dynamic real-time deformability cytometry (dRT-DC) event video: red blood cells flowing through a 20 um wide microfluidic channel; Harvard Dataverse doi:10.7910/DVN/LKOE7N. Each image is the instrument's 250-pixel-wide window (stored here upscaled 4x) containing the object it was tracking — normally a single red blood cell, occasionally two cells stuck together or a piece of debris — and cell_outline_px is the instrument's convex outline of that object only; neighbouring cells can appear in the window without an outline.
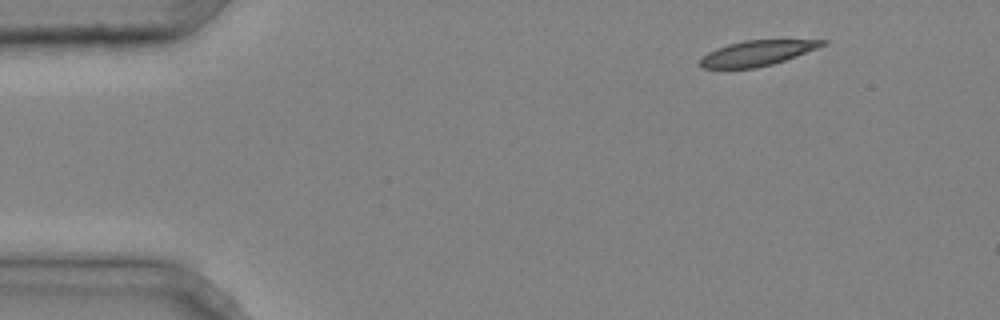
{"species": "common noctule bat (a hibernating species)", "species_latin": "Nyctalus noctula", "temperature_condition": "cold", "stored_images_in_passage": 2, "camera_frame_rate_fps": 3000, "um_per_image_px": 0.085, "animal": {"sex": "male", "body_mass_g": 20.4}, "frame": {"image": 1, "passage_image": 1, "time_ms": 0.0, "image_size_px": [1000, 320], "cell_outline_px": [[828, 44], [796, 56], [772, 64], [756, 68], [704, 68], [700, 64], [700, 60], [708, 52], [716, 48], [728, 44], [744, 40], [828, 40]], "centroid_in_image_um": [64.37, 4.51], "position_along_channel_um": 20.6, "area_um2": 17.8}}